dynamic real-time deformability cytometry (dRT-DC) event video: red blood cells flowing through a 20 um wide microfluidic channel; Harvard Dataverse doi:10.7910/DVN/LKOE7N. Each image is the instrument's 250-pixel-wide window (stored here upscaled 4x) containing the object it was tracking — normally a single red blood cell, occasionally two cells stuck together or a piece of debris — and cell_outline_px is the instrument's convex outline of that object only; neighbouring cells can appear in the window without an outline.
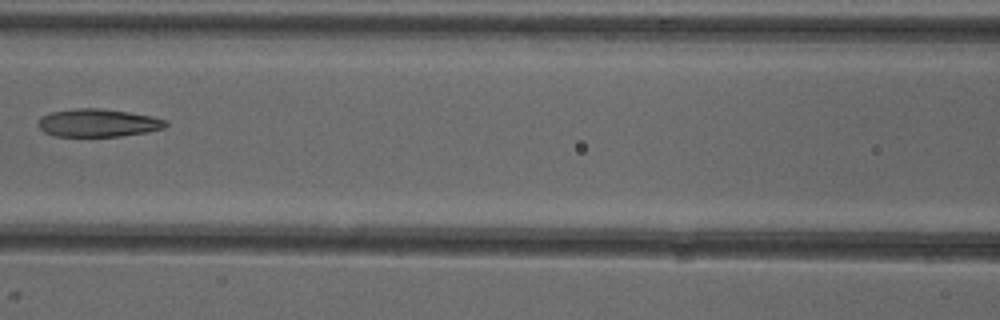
{"species": "common noctule bat (a hibernating species)", "species_latin": "Nyctalus noctula", "temperature_condition": "cold", "stored_images_in_passage": 7, "camera_frame_rate_fps": 3000, "um_per_image_px": 0.085, "animal": {"sex": "female"}, "frame": {"image": 1, "passage_image": 7, "time_ms": 7.667, "image_size_px": [1000, 320], "cell_outline_px": [[168, 124], [164, 128], [148, 132], [120, 136], [56, 136], [44, 132], [36, 124], [40, 116], [52, 112], [76, 108], [100, 108], [128, 112], [152, 116], [168, 120]], "centroid_in_image_um": [8.34, 10.44], "position_along_channel_um": 158.3, "area_um2": 20.87}}